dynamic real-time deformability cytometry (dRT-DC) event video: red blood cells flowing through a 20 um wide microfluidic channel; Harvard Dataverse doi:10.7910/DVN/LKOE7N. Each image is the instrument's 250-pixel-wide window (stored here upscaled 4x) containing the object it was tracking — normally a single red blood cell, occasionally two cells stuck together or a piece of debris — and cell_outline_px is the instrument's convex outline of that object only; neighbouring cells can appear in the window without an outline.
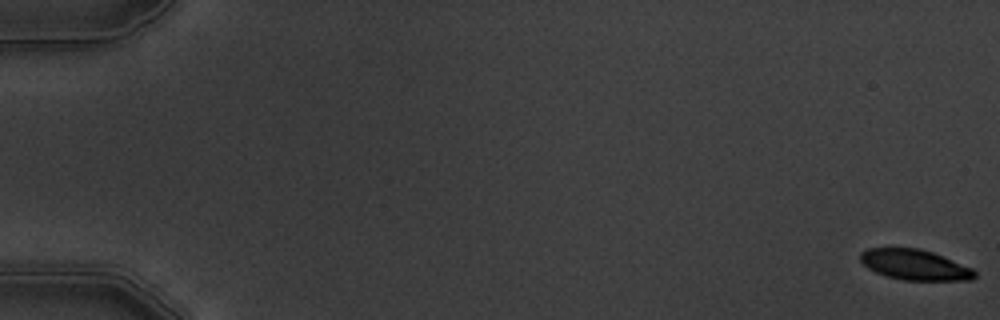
{"species": "common noctule bat (a hibernating species)", "species_latin": "Nyctalus noctula", "temperature_condition": "warm", "stored_images_in_passage": 6, "camera_frame_rate_fps": 3000, "um_per_image_px": 0.085, "animal": {"sex": "male", "body_mass_g": 19.5, "forearm_length_mm": 54.6}, "frame": {"image": 1, "passage_image": 1, "time_ms": 0.0, "image_size_px": [1000, 320], "cell_outline_px": [[976, 276], [972, 280], [904, 280], [888, 276], [876, 272], [868, 268], [860, 260], [860, 252], [868, 248], [888, 244], [920, 248], [932, 252], [972, 268], [976, 272]], "centroid_in_image_um": [77.68, 22.45], "position_along_channel_um": 7.3, "area_um2": 20.87}}
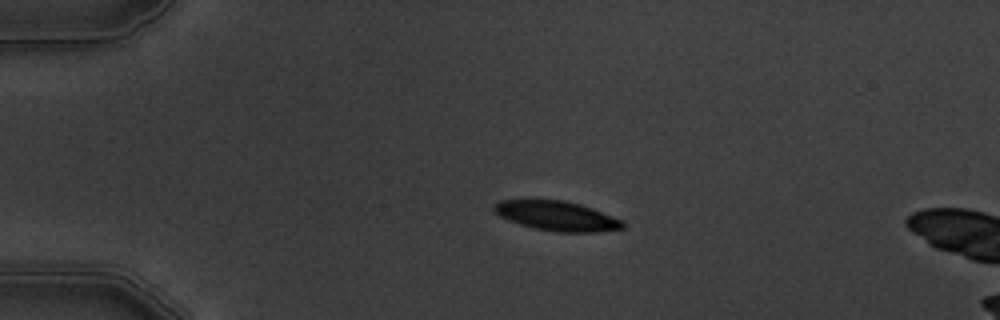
{"frame": {"image": 2, "passage_image": 5, "time_ms": 4.333, "image_size_px": [1000, 320], "cell_outline_px": [[624, 228], [596, 232], [556, 232], [536, 228], [520, 224], [508, 220], [492, 212], [492, 204], [500, 200], [524, 196], [564, 200], [580, 204], [592, 208], [624, 220]], "centroid_in_image_um": [47.22, 18.29], "position_along_channel_um": 37.8, "area_um2": 23.24}}